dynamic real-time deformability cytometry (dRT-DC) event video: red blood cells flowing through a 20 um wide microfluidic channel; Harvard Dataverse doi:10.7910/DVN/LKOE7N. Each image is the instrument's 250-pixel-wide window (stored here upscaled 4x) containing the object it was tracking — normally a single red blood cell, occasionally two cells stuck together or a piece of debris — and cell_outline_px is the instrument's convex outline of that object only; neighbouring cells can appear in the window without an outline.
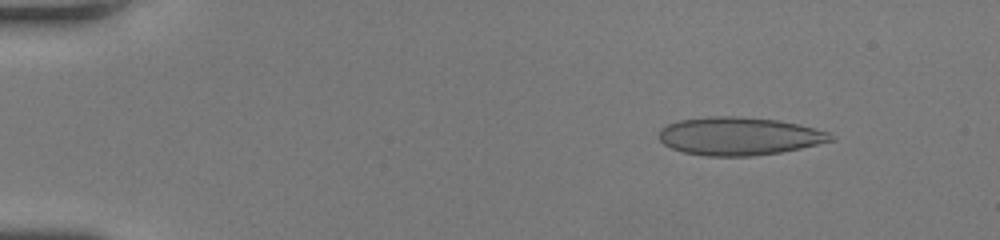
{"species": "human", "species_latin": "Homo sapiens", "temperature_condition": "room temperature", "stored_images_in_passage": 47, "camera_frame_rate_fps": 3000, "um_per_image_px": 0.085, "donor": {"sex": "female"}, "frame": {"image": 1, "passage_image": 4, "time_ms": 1.0, "image_size_px": [1000, 240], "cell_outline_px": [[836, 136], [832, 140], [800, 148], [780, 152], [748, 156], [708, 156], [684, 152], [672, 148], [664, 144], [660, 140], [660, 128], [668, 124], [680, 120], [712, 116], [736, 116], [776, 120], [800, 124], [828, 132]], "centroid_in_image_um": [62.82, 11.57], "position_along_channel_um": 22.2, "area_um2": 37.74}}
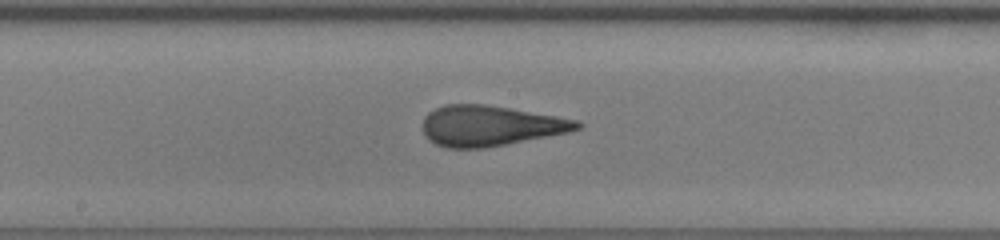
{"frame": {"image": 2, "passage_image": 25, "time_ms": 8.0, "image_size_px": [1000, 240], "cell_outline_px": [[584, 124], [580, 128], [568, 132], [484, 148], [448, 148], [436, 144], [428, 140], [424, 136], [424, 116], [428, 112], [444, 104], [484, 104], [508, 108], [576, 120]], "centroid_in_image_um": [41.62, 10.69], "position_along_channel_um": 206.6, "area_um2": 35.95}}
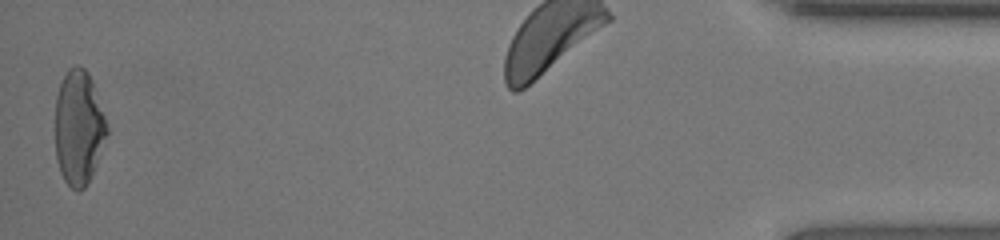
{"frame": {"image": 3, "passage_image": 47, "time_ms": 15.333, "image_size_px": [1000, 240], "cell_outline_px": [[108, 132], [96, 164], [88, 184], [80, 192], [76, 192], [64, 180], [60, 172], [56, 160], [56, 96], [60, 80], [68, 68], [76, 64], [80, 64], [88, 72], [92, 80], [108, 128]], "centroid_in_image_um": [6.67, 10.83], "position_along_channel_um": 428.5, "area_um2": 34.68}, "authors_computed_cell_mechanics": {"area_um2": 36.414, "velocity_mm_per_s": 4.2163, "shape_relaxation_time_tau1_ms": 10.0695, "shape_relaxation_time_tau2_ms": 0.7324, "deformation_change_tau1": 0.2962, "deformation_change_tau2": 0.0868}}